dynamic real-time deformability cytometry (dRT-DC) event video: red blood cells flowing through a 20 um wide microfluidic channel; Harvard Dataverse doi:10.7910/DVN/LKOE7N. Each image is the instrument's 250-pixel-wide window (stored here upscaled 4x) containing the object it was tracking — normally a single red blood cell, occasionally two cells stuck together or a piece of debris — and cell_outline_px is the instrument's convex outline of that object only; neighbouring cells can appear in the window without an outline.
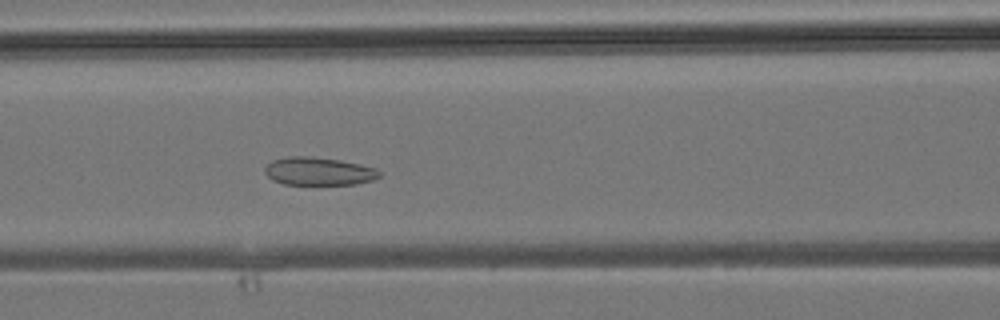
{"species": "common noctule bat (a hibernating species)", "species_latin": "Nyctalus noctula", "temperature_condition": "room temperature", "stored_images_in_passage": 18, "camera_frame_rate_fps": 3000, "um_per_image_px": 0.085, "animal": {"sex": "male", "body_mass_g": 19.2, "forearm_length_mm": 51.8}, "frame": {"image": 1, "passage_image": 5, "time_ms": 1.333, "image_size_px": [1000, 320], "cell_outline_px": [[380, 176], [372, 180], [356, 184], [284, 184], [272, 180], [264, 172], [264, 168], [272, 160], [288, 156], [312, 156], [340, 160], [360, 164], [376, 168], [380, 172]], "centroid_in_image_um": [27.07, 14.55], "position_along_channel_um": 139.5, "area_um2": 18.73}}
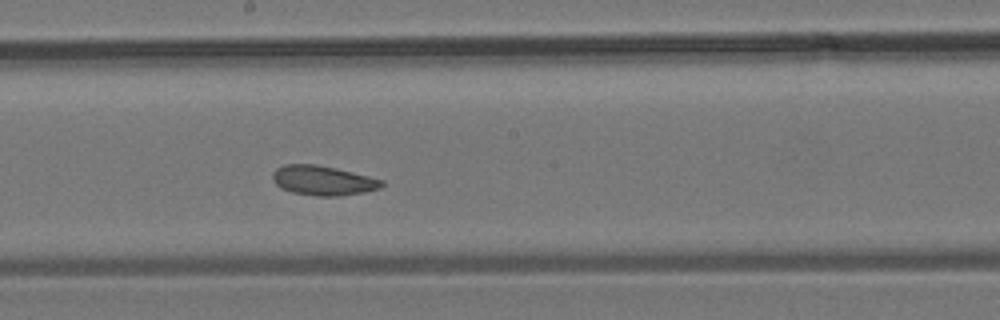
{"frame": {"image": 2, "passage_image": 10, "time_ms": 3.0, "image_size_px": [1000, 320], "cell_outline_px": [[384, 184], [380, 188], [364, 192], [336, 196], [316, 196], [292, 192], [280, 188], [272, 180], [272, 172], [276, 168], [284, 164], [316, 164], [336, 168], [384, 180]], "centroid_in_image_um": [27.42, 15.33], "position_along_channel_um": 220.8, "area_um2": 18.9}}
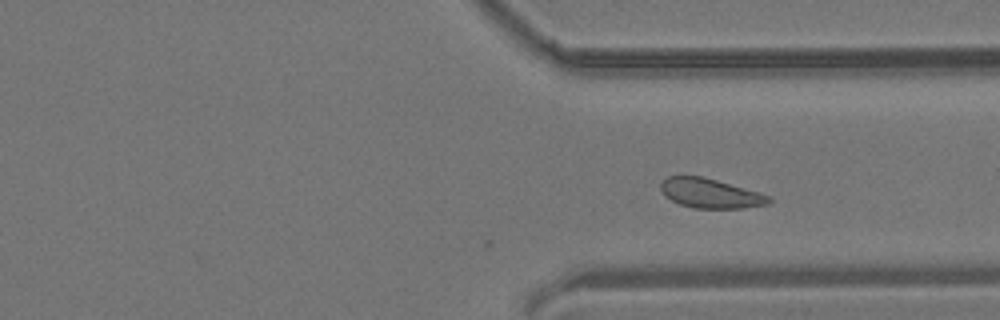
{"frame": {"image": 3, "passage_image": 18, "time_ms": 5.667, "image_size_px": [1000, 320], "cell_outline_px": [[772, 200], [768, 204], [740, 208], [692, 208], [680, 204], [664, 196], [660, 188], [660, 184], [668, 176], [704, 176], [772, 196]], "centroid_in_image_um": [60.38, 16.43], "position_along_channel_um": 351.0, "area_um2": 18.61}}